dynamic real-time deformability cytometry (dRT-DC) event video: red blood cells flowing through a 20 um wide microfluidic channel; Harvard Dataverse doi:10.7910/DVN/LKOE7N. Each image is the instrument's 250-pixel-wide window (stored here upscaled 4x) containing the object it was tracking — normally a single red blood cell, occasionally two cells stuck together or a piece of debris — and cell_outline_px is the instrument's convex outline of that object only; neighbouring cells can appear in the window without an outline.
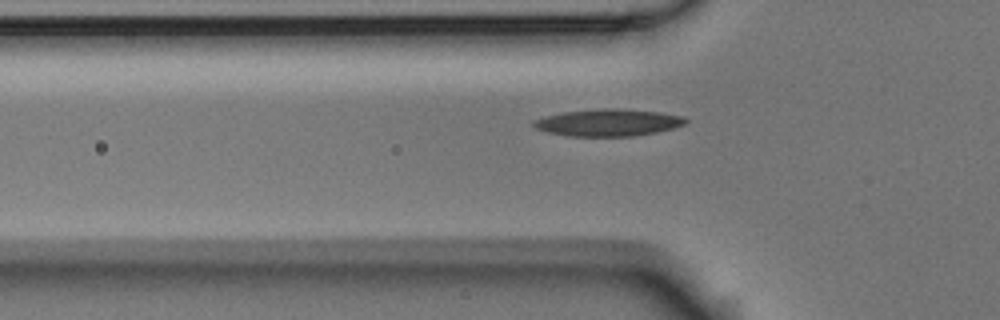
{"species": "Egyptian fruit bat (a non-hibernating species)", "species_latin": "Rousettus aegyptiacus", "temperature_condition": "room temperature", "stored_images_in_passage": 40, "camera_frame_rate_fps": 3000, "um_per_image_px": 0.085, "animal": {"sex": "male"}, "frame": {"image": 1, "passage_image": 4, "time_ms": 1.0, "image_size_px": [1000, 320], "cell_outline_px": [[688, 120], [684, 124], [672, 128], [656, 132], [632, 136], [568, 136], [548, 132], [536, 128], [532, 124], [532, 120], [544, 116], [564, 112], [600, 108], [620, 108], [660, 112], [684, 116]], "centroid_in_image_um": [51.68, 10.41], "position_along_channel_um": 74.1, "area_um2": 23.99}}
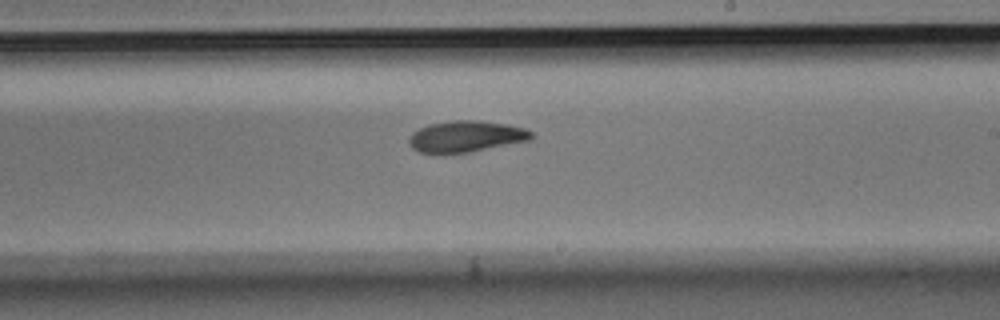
{"frame": {"image": 2, "passage_image": 18, "time_ms": 5.667, "image_size_px": [1000, 320], "cell_outline_px": [[536, 136], [532, 140], [468, 152], [420, 152], [412, 148], [408, 144], [408, 140], [412, 132], [428, 124], [452, 120], [472, 120], [508, 124], [524, 128], [532, 132]], "centroid_in_image_um": [39.64, 11.58], "position_along_channel_um": 249.4, "area_um2": 22.2}}
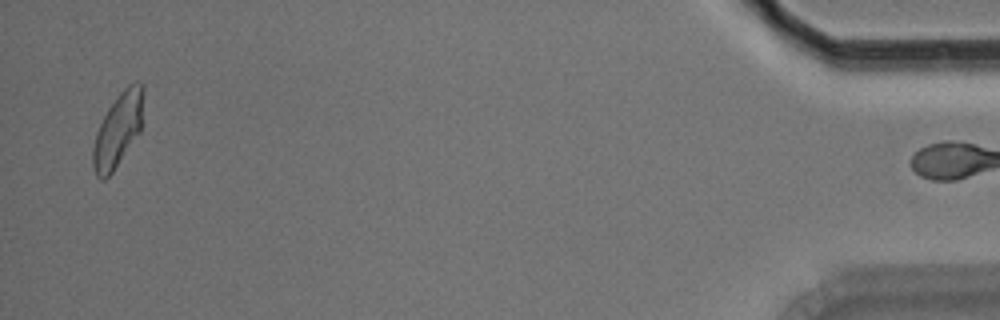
{"frame": {"image": 3, "passage_image": 39, "time_ms": 12.667, "image_size_px": [1000, 320], "cell_outline_px": [[144, 92], [140, 132], [112, 172], [104, 180], [100, 180], [96, 176], [92, 168], [92, 148], [96, 132], [108, 108], [120, 92], [128, 84], [136, 80], [140, 80], [144, 84]], "centroid_in_image_um": [10.03, 11.01], "position_along_channel_um": 425.2, "area_um2": 21.85}, "authors_computed_cell_mechanics": {"area_um2": 22.1663, "velocity_mm_per_s": 3.7439, "shape_relaxation_time_tau1_ms": 4.8825, "shape_relaxation_time_tau2_ms": 5.1158, "deformation_change_tau1": 0.1584, "deformation_change_tau2": 0.1286}}